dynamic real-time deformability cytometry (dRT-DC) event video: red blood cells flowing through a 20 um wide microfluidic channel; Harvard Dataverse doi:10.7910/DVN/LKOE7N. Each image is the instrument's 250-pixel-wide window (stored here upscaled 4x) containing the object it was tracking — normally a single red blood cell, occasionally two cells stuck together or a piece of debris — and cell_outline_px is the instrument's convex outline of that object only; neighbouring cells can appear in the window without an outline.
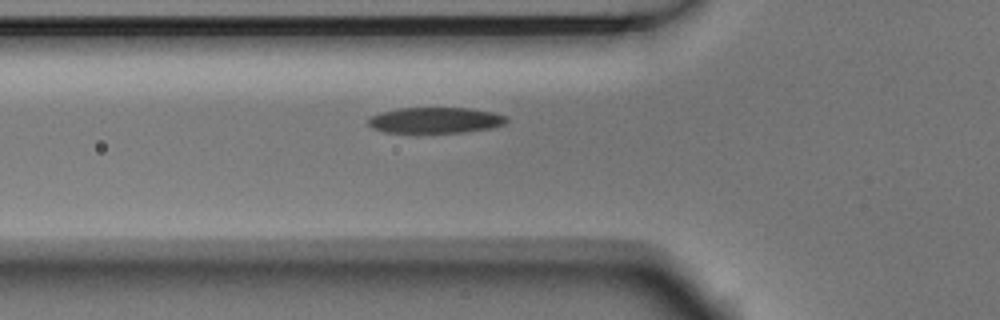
{"species": "Egyptian fruit bat (a non-hibernating species)", "species_latin": "Rousettus aegyptiacus", "temperature_condition": "room temperature", "stored_images_in_passage": 4, "camera_frame_rate_fps": 3000, "um_per_image_px": 0.085, "animal": {"sex": "male"}, "frame": {"image": 1, "passage_image": 4, "time_ms": 1.0, "image_size_px": [1000, 320], "cell_outline_px": [[508, 120], [504, 124], [488, 128], [464, 132], [384, 132], [372, 128], [368, 124], [368, 120], [372, 116], [380, 112], [400, 108], [468, 108], [492, 112], [508, 116]], "centroid_in_image_um": [37.0, 10.21], "position_along_channel_um": 88.8, "area_um2": 20.63}}